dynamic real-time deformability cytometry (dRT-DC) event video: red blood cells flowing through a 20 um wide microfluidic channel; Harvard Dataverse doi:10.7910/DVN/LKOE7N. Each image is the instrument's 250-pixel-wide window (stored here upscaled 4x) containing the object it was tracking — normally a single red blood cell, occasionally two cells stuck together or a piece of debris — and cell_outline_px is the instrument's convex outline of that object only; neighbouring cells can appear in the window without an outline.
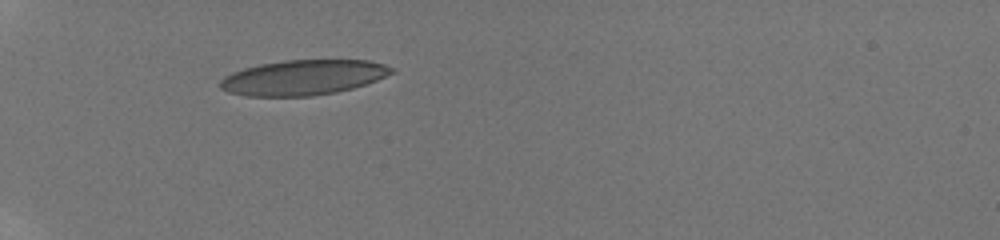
{"species": "human", "species_latin": "Homo sapiens", "temperature_condition": "room temperature", "stored_images_in_passage": 17, "camera_frame_rate_fps": 3000, "um_per_image_px": 0.085, "donor": {"sex": "male"}, "frame": {"image": 1, "passage_image": 1, "time_ms": 0.0, "image_size_px": [1000, 240], "cell_outline_px": [[396, 72], [376, 80], [352, 88], [336, 92], [312, 96], [248, 96], [228, 92], [220, 88], [220, 80], [224, 76], [232, 72], [244, 68], [260, 64], [284, 60], [368, 60], [384, 64], [396, 68]], "centroid_in_image_um": [25.78, 6.58], "position_along_channel_um": 59.2, "area_um2": 35.14}}
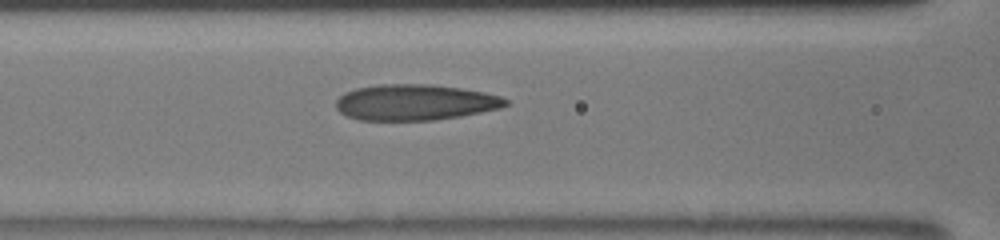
{"frame": {"image": 2, "passage_image": 8, "time_ms": 2.333, "image_size_px": [1000, 240], "cell_outline_px": [[508, 104], [500, 108], [460, 116], [436, 120], [360, 120], [348, 116], [340, 112], [336, 108], [336, 100], [344, 92], [356, 88], [380, 84], [432, 84], [460, 88], [484, 92], [500, 96], [508, 100]], "centroid_in_image_um": [35.26, 8.69], "position_along_channel_um": 131.3, "area_um2": 35.49}}
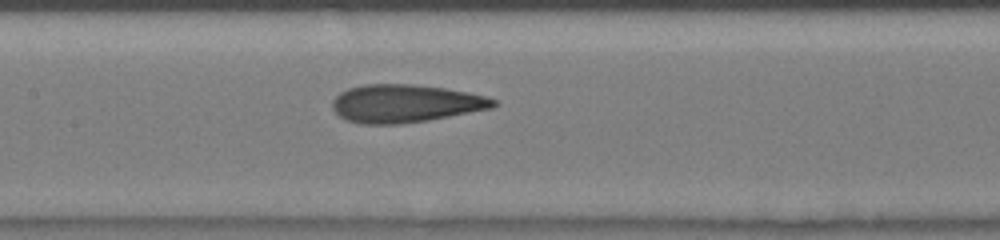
{"frame": {"image": 3, "passage_image": 11, "time_ms": 3.333, "image_size_px": [1000, 240], "cell_outline_px": [[500, 104], [492, 108], [428, 120], [400, 124], [360, 124], [348, 120], [340, 116], [332, 108], [332, 100], [340, 92], [348, 88], [364, 84], [412, 84], [444, 88], [468, 92], [488, 96], [496, 100]], "centroid_in_image_um": [34.47, 8.79], "position_along_channel_um": 172.9, "area_um2": 35.72}}